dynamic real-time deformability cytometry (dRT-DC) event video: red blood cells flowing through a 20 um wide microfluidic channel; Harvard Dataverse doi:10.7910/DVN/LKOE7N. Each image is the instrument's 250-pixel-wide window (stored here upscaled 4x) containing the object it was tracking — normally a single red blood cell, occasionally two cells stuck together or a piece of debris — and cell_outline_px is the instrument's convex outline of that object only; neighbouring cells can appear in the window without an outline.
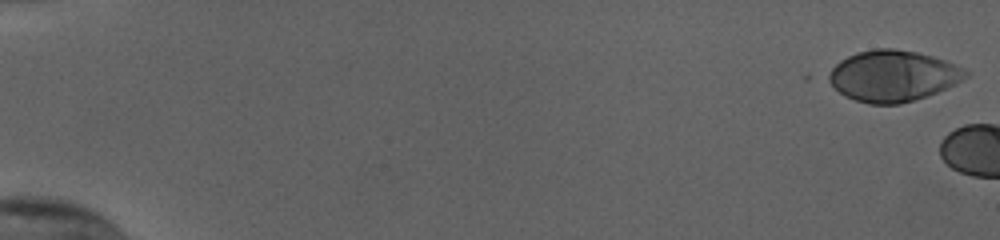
{"species": "human", "species_latin": "Homo sapiens", "temperature_condition": "cold", "stored_images_in_passage": 5, "camera_frame_rate_fps": 3000, "um_per_image_px": 0.085, "donor": {"sex": "female"}, "frame": {"image": 1, "passage_image": 1, "time_ms": 0.0, "image_size_px": [1000, 240], "cell_outline_px": [[968, 76], [956, 84], [916, 100], [900, 104], [868, 104], [844, 96], [824, 80], [824, 76], [840, 60], [856, 52], [876, 48], [892, 48], [916, 52], [932, 56], [944, 60], [964, 68], [968, 72]], "centroid_in_image_um": [75.84, 6.46], "position_along_channel_um": 9.2, "area_um2": 41.1}}